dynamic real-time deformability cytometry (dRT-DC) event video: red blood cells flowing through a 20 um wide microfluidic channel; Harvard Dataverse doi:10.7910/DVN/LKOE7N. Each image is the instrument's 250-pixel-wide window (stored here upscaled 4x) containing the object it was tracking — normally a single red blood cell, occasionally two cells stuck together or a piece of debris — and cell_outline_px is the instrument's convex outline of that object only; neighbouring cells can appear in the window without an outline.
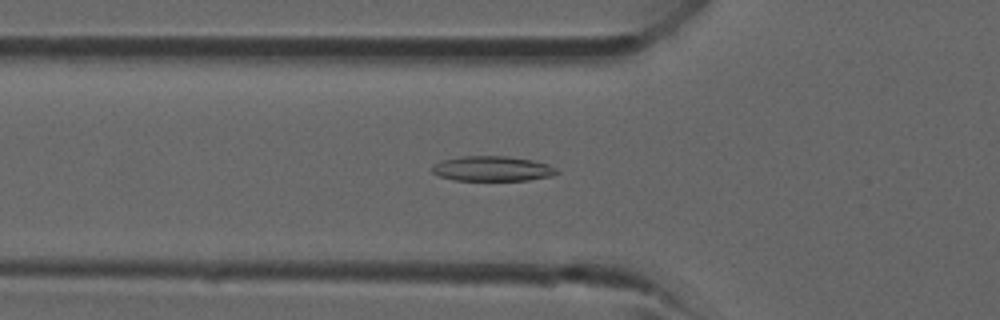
{"species": "common noctule bat (a hibernating species)", "species_latin": "Nyctalus noctula", "temperature_condition": "room temperature", "stored_images_in_passage": 39, "camera_frame_rate_fps": 3000, "um_per_image_px": 0.085, "animal": {"sex": "male", "forearm_length_mm": 52.5}, "frame": {"image": 1, "passage_image": 13, "time_ms": 4.0, "image_size_px": [1000, 320], "cell_outline_px": [[560, 172], [552, 176], [528, 180], [456, 180], [440, 176], [432, 172], [432, 168], [436, 164], [444, 160], [460, 156], [504, 156], [532, 160], [548, 164], [556, 168]], "centroid_in_image_um": [41.89, 14.34], "position_along_channel_um": 83.9, "area_um2": 17.98}}
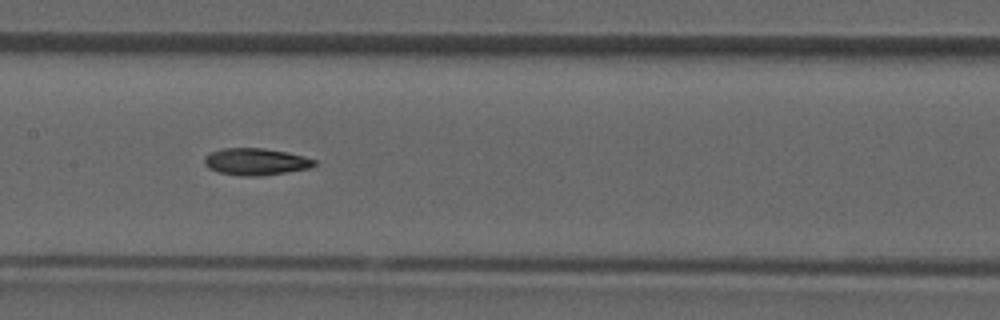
{"frame": {"image": 2, "passage_image": 19, "time_ms": 6.0, "image_size_px": [1000, 320], "cell_outline_px": [[316, 164], [308, 168], [260, 176], [240, 176], [216, 172], [208, 168], [204, 164], [204, 156], [212, 152], [224, 148], [264, 148], [288, 152], [304, 156], [316, 160]], "centroid_in_image_um": [21.71, 13.74], "position_along_channel_um": 185.7, "area_um2": 17.28}}
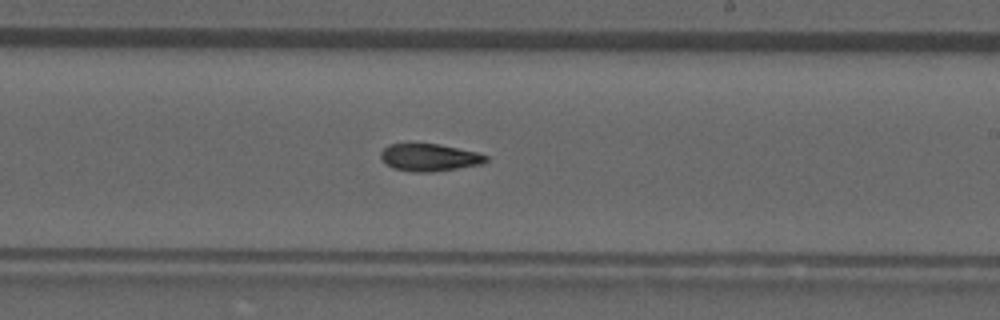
{"frame": {"image": 3, "passage_image": 23, "time_ms": 7.333, "image_size_px": [1000, 320], "cell_outline_px": [[488, 160], [480, 164], [432, 172], [412, 172], [392, 168], [380, 156], [380, 152], [388, 144], [440, 144], [476, 152], [488, 156]], "centroid_in_image_um": [36.48, 13.38], "position_along_channel_um": 252.5, "area_um2": 16.59}}